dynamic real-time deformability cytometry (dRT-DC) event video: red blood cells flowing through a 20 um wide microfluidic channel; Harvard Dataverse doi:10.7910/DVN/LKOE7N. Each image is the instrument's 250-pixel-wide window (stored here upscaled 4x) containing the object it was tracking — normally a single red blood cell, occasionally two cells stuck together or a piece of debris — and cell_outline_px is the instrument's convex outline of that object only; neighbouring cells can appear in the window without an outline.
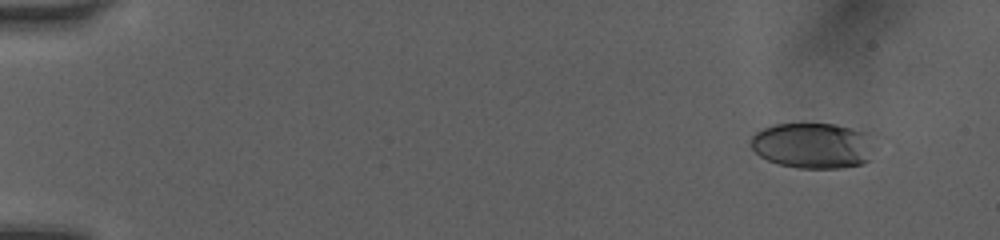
{"species": "human", "species_latin": "Homo sapiens", "temperature_condition": "room temperature", "stored_images_in_passage": 52, "camera_frame_rate_fps": 3000, "um_per_image_px": 0.085, "donor": {"sex": "female"}, "frame": {"image": 1, "passage_image": 5, "time_ms": 1.333, "image_size_px": [1000, 240], "cell_outline_px": [[872, 132], [868, 160], [860, 164], [840, 168], [800, 168], [780, 164], [768, 160], [760, 156], [752, 148], [752, 136], [756, 132], [764, 128], [776, 124], [836, 124]], "centroid_in_image_um": [69.11, 12.35], "position_along_channel_um": 15.9, "area_um2": 32.71}}
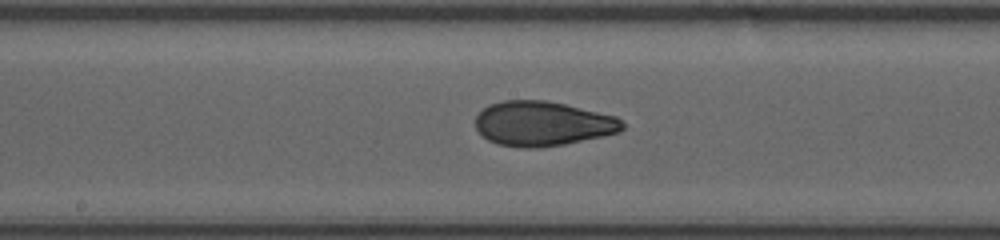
{"frame": {"image": 2, "passage_image": 29, "time_ms": 9.333, "image_size_px": [1000, 240], "cell_outline_px": [[624, 128], [620, 132], [604, 136], [564, 144], [536, 148], [524, 148], [496, 144], [488, 140], [476, 128], [476, 116], [488, 104], [504, 100], [544, 100], [564, 104], [616, 116], [624, 124]], "centroid_in_image_um": [46.12, 10.51], "position_along_channel_um": 202.1, "area_um2": 38.21}}
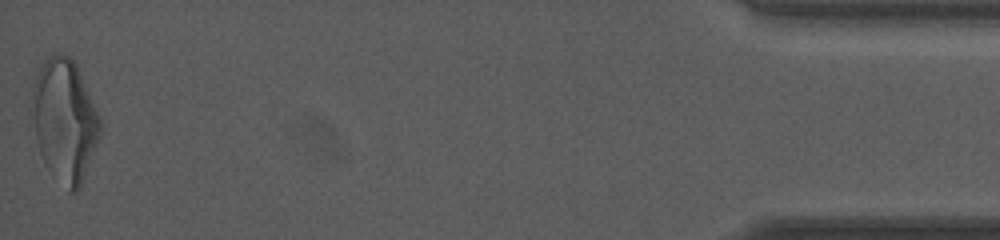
{"frame": {"image": 3, "passage_image": 52, "time_ms": 17.0, "image_size_px": [1000, 240], "cell_outline_px": [[100, 132], [80, 188], [76, 192], [68, 192], [44, 164], [36, 140], [28, 108], [32, 84], [44, 60], [52, 52], [60, 52], [68, 56], [76, 64], [80, 72], [100, 116]], "centroid_in_image_um": [5.43, 10.19], "position_along_channel_um": 429.8, "area_um2": 49.13}, "authors_computed_cell_mechanics": {"area_um2": 37.8301, "velocity_mm_per_s": 4.074, "shape_relaxation_time_tau1_ms": 5.6123, "shape_relaxation_time_tau2_ms": 1.4964, "deformation_change_tau1": 0.2039, "deformation_change_tau2": 0.0731}}